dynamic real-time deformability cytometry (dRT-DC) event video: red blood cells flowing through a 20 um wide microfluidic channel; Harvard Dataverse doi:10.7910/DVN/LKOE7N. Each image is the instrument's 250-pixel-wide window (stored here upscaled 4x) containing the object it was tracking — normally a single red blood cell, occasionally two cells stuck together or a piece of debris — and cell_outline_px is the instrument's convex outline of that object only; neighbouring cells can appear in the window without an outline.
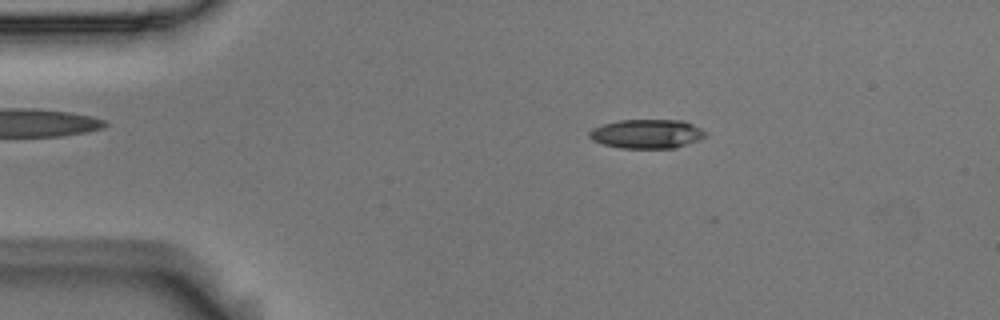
{"species": "Egyptian fruit bat (a non-hibernating species)", "species_latin": "Rousettus aegyptiacus", "temperature_condition": "room temperature", "stored_images_in_passage": 36, "camera_frame_rate_fps": 3000, "um_per_image_px": 0.085, "animal": {"sex": "male"}, "frame": {"image": 1, "passage_image": 3, "time_ms": 0.667, "image_size_px": [1000, 320], "cell_outline_px": [[704, 136], [700, 140], [676, 148], [620, 148], [604, 144], [592, 140], [588, 136], [588, 132], [592, 128], [604, 124], [620, 120], [684, 120], [700, 128], [704, 132]], "centroid_in_image_um": [54.97, 11.38], "position_along_channel_um": 30.0, "area_um2": 19.65}}
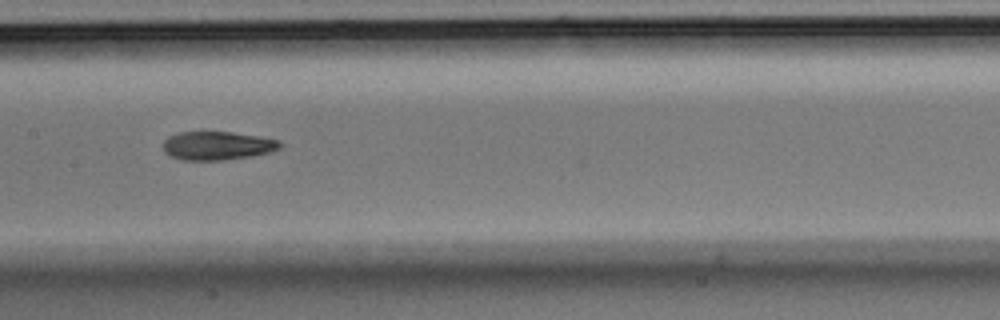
{"frame": {"image": 2, "passage_image": 20, "time_ms": 6.333, "image_size_px": [1000, 320], "cell_outline_px": [[284, 144], [280, 148], [272, 152], [252, 156], [224, 160], [184, 160], [172, 156], [164, 152], [164, 140], [180, 132], [232, 132], [280, 140]], "centroid_in_image_um": [18.54, 12.39], "position_along_channel_um": 188.9, "area_um2": 19.36}}
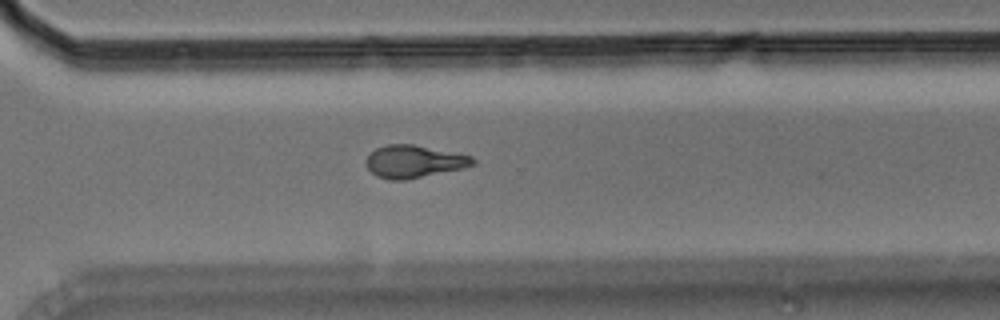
{"frame": {"image": 3, "passage_image": 32, "time_ms": 10.333, "image_size_px": [1000, 320], "cell_outline_px": [[476, 164], [464, 168], [404, 180], [388, 180], [376, 176], [368, 168], [368, 156], [376, 148], [388, 144], [412, 144], [472, 156], [476, 160]], "centroid_in_image_um": [35.22, 13.73], "position_along_channel_um": 335.4, "area_um2": 20.0}}